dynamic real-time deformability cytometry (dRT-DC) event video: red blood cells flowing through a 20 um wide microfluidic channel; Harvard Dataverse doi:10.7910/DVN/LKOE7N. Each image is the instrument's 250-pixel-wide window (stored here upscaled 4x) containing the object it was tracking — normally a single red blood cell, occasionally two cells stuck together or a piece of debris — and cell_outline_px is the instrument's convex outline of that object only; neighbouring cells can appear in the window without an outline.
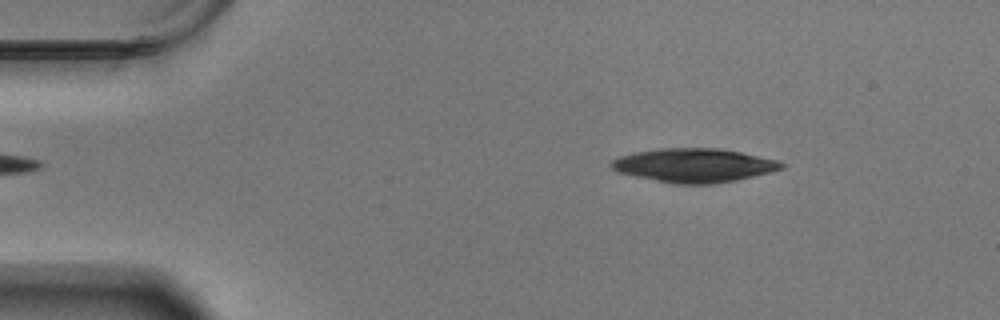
{"species": "Egyptian fruit bat (a non-hibernating species)", "species_latin": "Rousettus aegyptiacus", "temperature_condition": "warm", "stored_images_in_passage": 50, "camera_frame_rate_fps": 3000, "um_per_image_px": 0.085, "animal": {"sex": "male"}, "frame": {"image": 1, "passage_image": 1, "time_ms": 0.0, "image_size_px": [1000, 320], "cell_outline_px": [[784, 168], [736, 180], [712, 184], [672, 184], [636, 176], [620, 172], [612, 168], [608, 164], [612, 160], [620, 156], [636, 152], [660, 148], [720, 148], [740, 152], [776, 160], [784, 164]], "centroid_in_image_um": [58.96, 14.05], "position_along_channel_um": 26.0, "area_um2": 33.23}}